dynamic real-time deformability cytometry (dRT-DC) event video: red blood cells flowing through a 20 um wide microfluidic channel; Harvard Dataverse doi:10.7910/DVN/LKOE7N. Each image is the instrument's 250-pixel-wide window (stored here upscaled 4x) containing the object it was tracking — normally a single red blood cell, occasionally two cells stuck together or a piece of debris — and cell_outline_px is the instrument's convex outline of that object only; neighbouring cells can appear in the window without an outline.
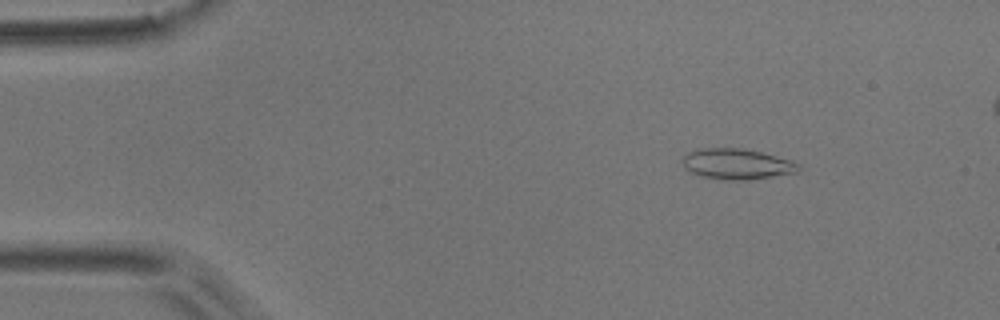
{"species": "common noctule bat (a hibernating species)", "species_latin": "Nyctalus noctula", "temperature_condition": "room temperature", "stored_images_in_passage": 5, "camera_frame_rate_fps": 3000, "um_per_image_px": 0.085, "animal": {"sex": "male", "body_mass_g": 17.9}, "frame": {"image": 1, "passage_image": 2, "time_ms": 0.333, "image_size_px": [1000, 320], "cell_outline_px": [[800, 168], [796, 172], [748, 180], [724, 180], [700, 176], [688, 172], [684, 168], [680, 160], [688, 152], [700, 148], [744, 148], [792, 160], [800, 164]], "centroid_in_image_um": [62.57, 13.94], "position_along_channel_um": 22.4, "area_um2": 20.92}}